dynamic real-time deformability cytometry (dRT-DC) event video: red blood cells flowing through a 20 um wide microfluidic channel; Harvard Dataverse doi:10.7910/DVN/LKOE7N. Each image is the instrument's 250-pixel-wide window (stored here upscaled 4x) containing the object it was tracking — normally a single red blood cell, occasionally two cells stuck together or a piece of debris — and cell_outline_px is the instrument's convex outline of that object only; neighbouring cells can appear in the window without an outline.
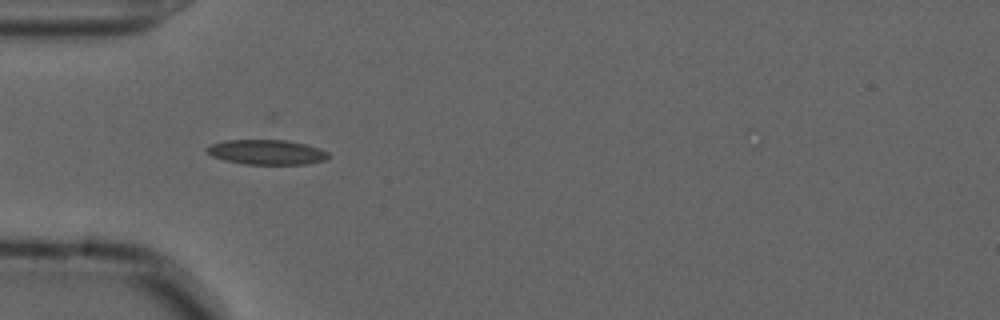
{"species": "common noctule bat (a hibernating species)", "species_latin": "Nyctalus noctula", "temperature_condition": "cold", "stored_images_in_passage": 30, "camera_frame_rate_fps": 3000, "um_per_image_px": 0.085, "animal": {"sex": "male", "forearm_length_mm": 52.5}, "frame": {"image": 1, "passage_image": 4, "time_ms": 1.0, "image_size_px": [1000, 320], "cell_outline_px": [[328, 156], [324, 160], [304, 164], [244, 164], [224, 160], [212, 156], [204, 148], [212, 144], [224, 140], [288, 140], [320, 148], [328, 152]], "centroid_in_image_um": [22.64, 12.93], "position_along_channel_um": 62.4, "area_um2": 17.51}}
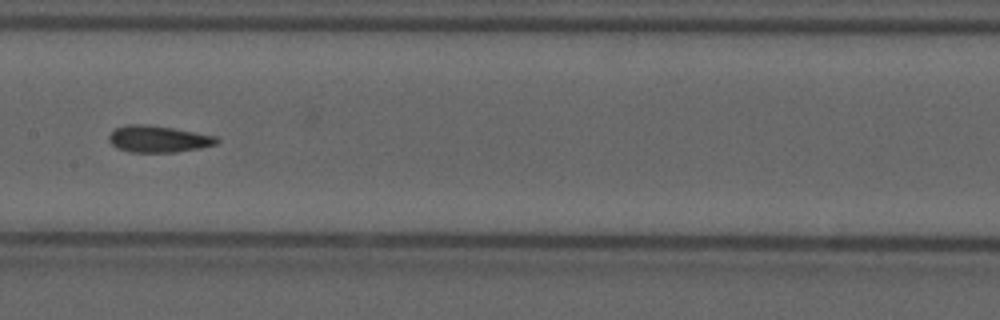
{"frame": {"image": 2, "passage_image": 15, "time_ms": 4.667, "image_size_px": [1000, 320], "cell_outline_px": [[220, 140], [216, 144], [200, 148], [176, 152], [128, 152], [116, 148], [108, 140], [108, 136], [116, 128], [128, 124], [144, 124], [172, 128], [216, 136]], "centroid_in_image_um": [13.43, 11.82], "position_along_channel_um": 194.0, "area_um2": 16.7}}
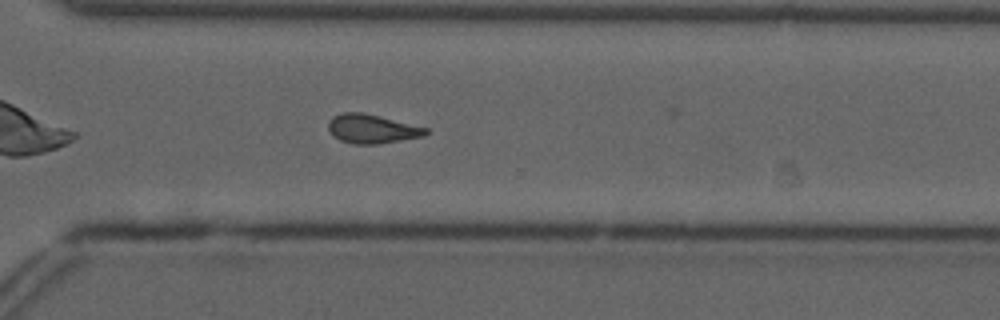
{"frame": {"image": 3, "passage_image": 27, "time_ms": 8.667, "image_size_px": [1000, 320], "cell_outline_px": [[428, 132], [424, 136], [376, 144], [352, 144], [340, 140], [332, 136], [328, 128], [328, 120], [332, 116], [344, 112], [360, 112], [428, 128]], "centroid_in_image_um": [31.56, 10.96], "position_along_channel_um": 339.0, "area_um2": 16.3}}